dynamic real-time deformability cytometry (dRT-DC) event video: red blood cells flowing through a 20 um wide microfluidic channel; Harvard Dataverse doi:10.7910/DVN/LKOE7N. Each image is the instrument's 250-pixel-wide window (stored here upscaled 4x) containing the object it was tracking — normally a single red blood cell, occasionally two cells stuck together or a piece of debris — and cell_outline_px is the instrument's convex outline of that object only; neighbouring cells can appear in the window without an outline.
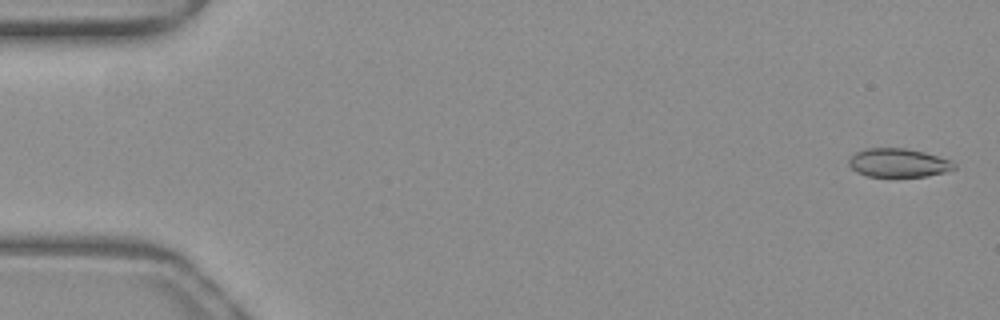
{"species": "common noctule bat (a hibernating species)", "species_latin": "Nyctalus noctula", "temperature_condition": "warm", "stored_images_in_passage": 52, "camera_frame_rate_fps": 3000, "um_per_image_px": 0.085, "animal": {"sex": "female", "body_mass_g": 19.3, "forearm_length_mm": 54.1}, "frame": {"image": 1, "passage_image": 2, "time_ms": 0.333, "image_size_px": [1000, 320], "cell_outline_px": [[956, 168], [944, 172], [924, 176], [868, 176], [856, 172], [848, 164], [848, 160], [856, 152], [864, 148], [904, 148], [924, 152], [952, 160], [956, 164]], "centroid_in_image_um": [76.36, 13.83], "position_along_channel_um": 8.6, "area_um2": 17.51}}
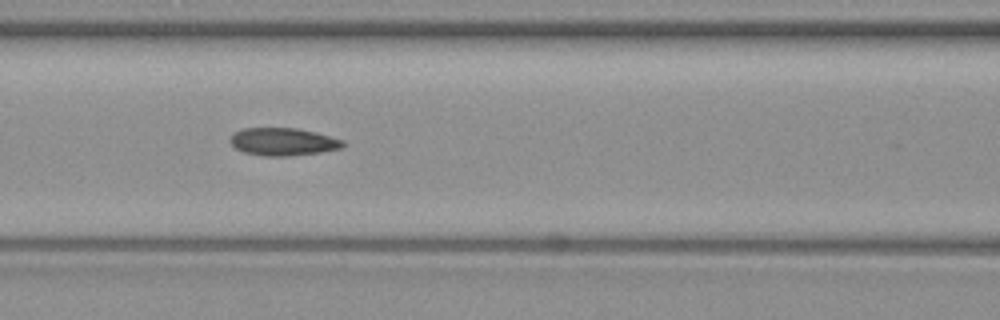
{"frame": {"image": 2, "passage_image": 23, "time_ms": 7.333, "image_size_px": [1000, 320], "cell_outline_px": [[348, 144], [344, 148], [320, 152], [288, 156], [264, 156], [244, 152], [236, 148], [228, 140], [236, 132], [244, 128], [296, 128], [344, 140]], "centroid_in_image_um": [24.1, 12.06], "position_along_channel_um": 142.5, "area_um2": 18.09}}
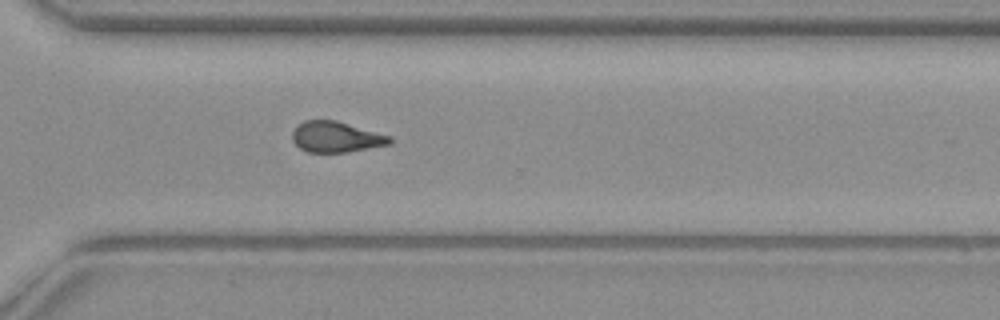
{"frame": {"image": 3, "passage_image": 38, "time_ms": 12.333, "image_size_px": [1000, 320], "cell_outline_px": [[392, 144], [348, 152], [308, 152], [300, 148], [292, 140], [292, 132], [304, 120], [336, 120], [392, 136]], "centroid_in_image_um": [28.6, 11.64], "position_along_channel_um": 342.0, "area_um2": 17.51}, "authors_computed_cell_mechanics": {"area_um2": 18.207, "velocity_mm_per_s": 4.0035, "shape_relaxation_time_tau1_ms": null, "shape_relaxation_time_tau2_ms": 3.9874, "deformation_change_tau1": null, "deformation_change_tau2": 0.1173}}